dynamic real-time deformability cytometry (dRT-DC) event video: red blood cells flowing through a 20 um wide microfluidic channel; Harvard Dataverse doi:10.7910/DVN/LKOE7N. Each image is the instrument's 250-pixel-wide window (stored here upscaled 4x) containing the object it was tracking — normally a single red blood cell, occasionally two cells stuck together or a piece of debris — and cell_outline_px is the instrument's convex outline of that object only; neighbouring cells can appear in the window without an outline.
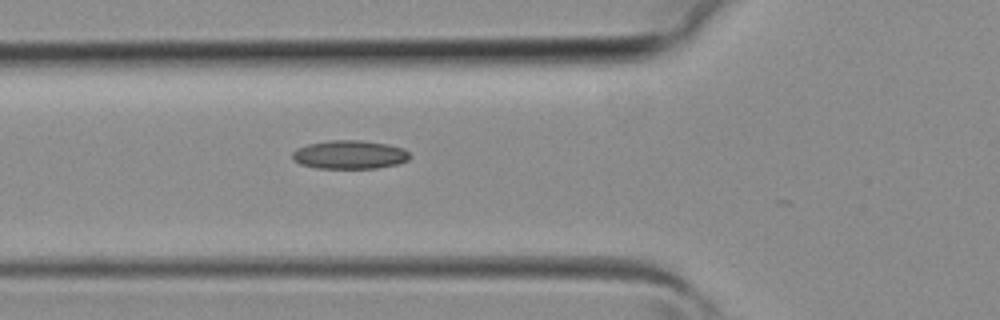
{"species": "common noctule bat (a hibernating species)", "species_latin": "Nyctalus noctula", "temperature_condition": "room temperature", "stored_images_in_passage": 5, "camera_frame_rate_fps": 3000, "um_per_image_px": 0.085, "animal": {"sex": "female", "body_mass_g": 19.3, "forearm_length_mm": 54.1}, "frame": {"image": 1, "passage_image": 5, "time_ms": 1.333, "image_size_px": [1000, 320], "cell_outline_px": [[412, 156], [408, 160], [396, 164], [376, 168], [316, 168], [300, 164], [292, 160], [292, 152], [296, 148], [308, 144], [332, 140], [360, 140], [388, 144], [404, 148]], "centroid_in_image_um": [29.71, 13.14], "position_along_channel_um": 96.1, "area_um2": 19.65}}